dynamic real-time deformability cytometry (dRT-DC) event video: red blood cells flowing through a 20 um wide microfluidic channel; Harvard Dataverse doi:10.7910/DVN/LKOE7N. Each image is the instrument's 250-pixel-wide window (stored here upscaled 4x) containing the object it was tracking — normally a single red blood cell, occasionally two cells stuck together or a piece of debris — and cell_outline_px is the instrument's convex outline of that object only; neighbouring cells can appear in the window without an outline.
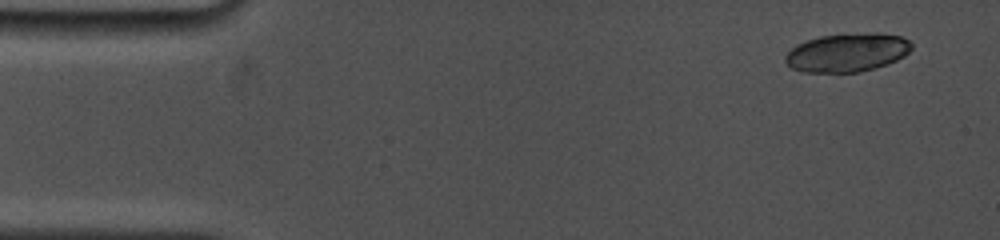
{"species": "common noctule bat (a hibernating species)", "species_latin": "Nyctalus noctula", "temperature_condition": "cold", "stored_images_in_passage": 21, "camera_frame_rate_fps": 5000, "um_per_image_px": 0.085, "animal": {"sex": "female", "body_mass_g": 19.0, "forearm_length_mm": 53.3}, "frame": {"image": 1, "passage_image": 1, "time_ms": 0.0, "image_size_px": [1000, 240], "cell_outline_px": [[912, 48], [904, 56], [888, 64], [860, 72], [804, 72], [792, 68], [784, 60], [784, 56], [796, 44], [820, 36], [876, 32], [880, 32], [900, 36], [908, 40], [912, 44]], "centroid_in_image_um": [72.02, 4.46], "position_along_channel_um": 13.0, "area_um2": 28.32}}